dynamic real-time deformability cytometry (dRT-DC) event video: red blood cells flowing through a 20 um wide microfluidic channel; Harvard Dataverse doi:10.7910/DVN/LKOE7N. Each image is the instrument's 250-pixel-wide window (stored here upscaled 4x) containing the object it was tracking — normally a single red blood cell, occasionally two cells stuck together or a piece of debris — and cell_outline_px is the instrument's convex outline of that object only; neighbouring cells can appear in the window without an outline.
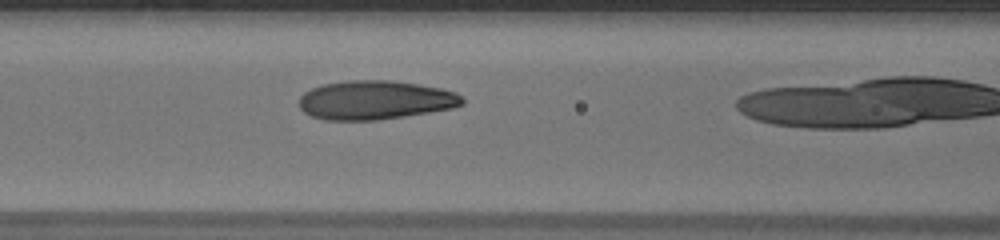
{"species": "human", "species_latin": "Homo sapiens", "temperature_condition": "warm", "stored_images_in_passage": 36, "camera_frame_rate_fps": 3000, "um_per_image_px": 0.085, "donor": {"sex": "male"}, "frame": {"image": 1, "passage_image": 16, "time_ms": 5.0, "image_size_px": [1000, 240], "cell_outline_px": [[464, 104], [452, 108], [404, 116], [376, 120], [324, 120], [312, 116], [304, 112], [300, 108], [300, 96], [304, 92], [312, 88], [324, 84], [348, 80], [388, 80], [416, 84], [440, 88], [456, 92], [464, 100]], "centroid_in_image_um": [31.87, 8.51], "position_along_channel_um": 134.7, "area_um2": 36.82}}
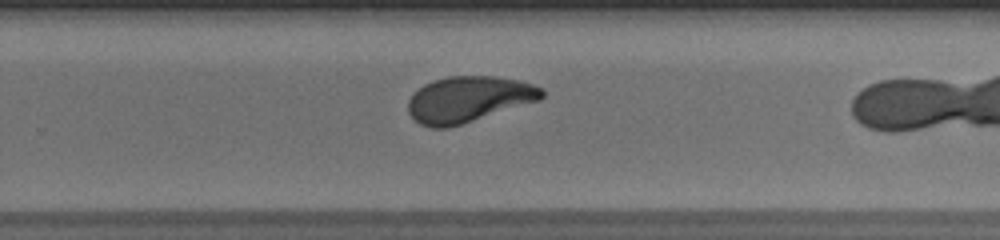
{"frame": {"image": 2, "passage_image": 28, "time_ms": 9.0, "image_size_px": [1000, 240], "cell_outline_px": [[544, 96], [540, 100], [448, 128], [432, 128], [420, 124], [408, 112], [408, 100], [424, 84], [432, 80], [448, 76], [496, 76], [520, 80], [544, 88]], "centroid_in_image_um": [39.85, 8.43], "position_along_channel_um": 290.0, "area_um2": 35.72}}
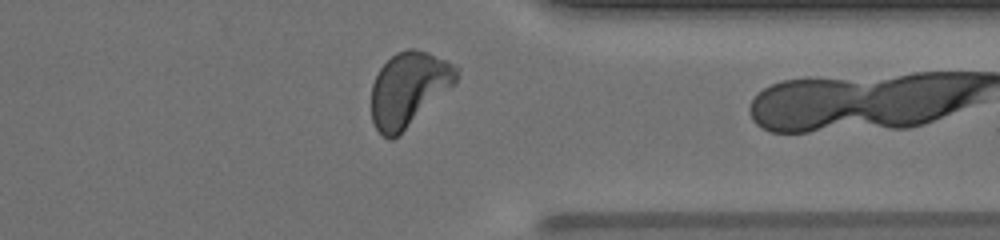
{"frame": {"image": 3, "passage_image": 35, "time_ms": 11.333, "image_size_px": [1000, 240], "cell_outline_px": [[460, 68], [456, 84], [392, 140], [388, 140], [376, 128], [372, 120], [372, 84], [380, 68], [396, 52], [408, 48], [416, 48], [428, 52]], "centroid_in_image_um": [34.75, 7.55], "position_along_channel_um": 376.6, "area_um2": 36.59}}